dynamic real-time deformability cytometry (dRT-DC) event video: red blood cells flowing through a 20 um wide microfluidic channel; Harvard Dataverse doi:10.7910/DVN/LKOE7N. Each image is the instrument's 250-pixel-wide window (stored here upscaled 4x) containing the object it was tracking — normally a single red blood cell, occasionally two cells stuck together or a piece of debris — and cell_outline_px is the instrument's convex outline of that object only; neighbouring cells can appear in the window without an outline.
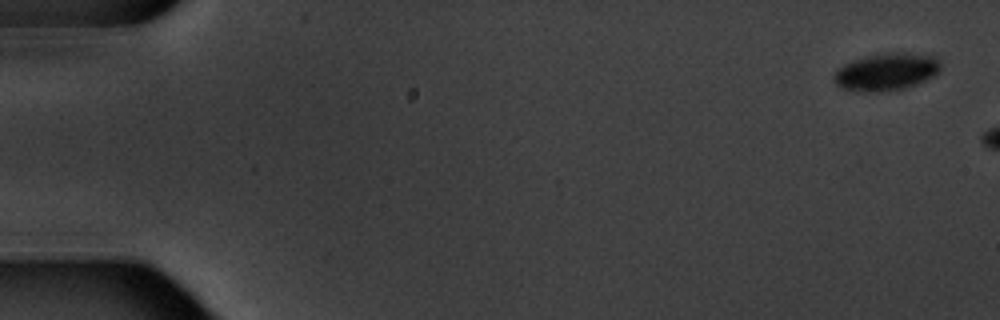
{"species": "common noctule bat (a hibernating species)", "species_latin": "Nyctalus noctula", "temperature_condition": "warm", "stored_images_in_passage": 7, "camera_frame_rate_fps": 3000, "um_per_image_px": 0.085, "animal": {"sex": "male", "body_mass_g": 20.1, "forearm_length_mm": 53.5}, "frame": {"image": 1, "passage_image": 1, "time_ms": 0.0, "image_size_px": [1000, 320], "cell_outline_px": [[940, 68], [932, 76], [916, 84], [904, 88], [888, 92], [864, 92], [840, 88], [832, 80], [832, 76], [836, 68], [844, 64], [868, 56], [892, 52], [904, 52], [936, 56], [940, 60]], "centroid_in_image_um": [75.3, 6.11], "position_along_channel_um": 9.7, "area_um2": 23.35}}